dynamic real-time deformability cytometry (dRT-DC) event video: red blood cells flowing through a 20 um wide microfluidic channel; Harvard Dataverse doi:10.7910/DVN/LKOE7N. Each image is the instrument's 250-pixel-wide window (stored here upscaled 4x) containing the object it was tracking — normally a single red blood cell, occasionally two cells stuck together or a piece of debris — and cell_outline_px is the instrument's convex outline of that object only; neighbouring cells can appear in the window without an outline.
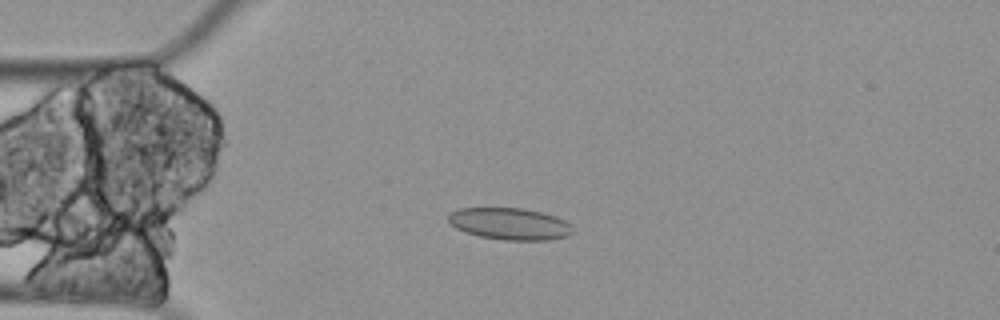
{"species": "Egyptian fruit bat (a non-hibernating species)", "species_latin": "Rousettus aegyptiacus", "temperature_condition": "cold", "stored_images_in_passage": 14, "camera_frame_rate_fps": 3000, "um_per_image_px": 0.085, "animal": {"sex": "female"}, "frame": {"image": 1, "passage_image": 3, "time_ms": 0.667, "image_size_px": [1000, 320], "cell_outline_px": [[572, 232], [568, 236], [548, 240], [504, 240], [480, 236], [464, 232], [456, 228], [448, 220], [448, 216], [456, 208], [524, 208], [556, 216], [564, 220], [572, 228]], "centroid_in_image_um": [43.31, 19.02], "position_along_channel_um": 41.7, "area_um2": 23.0}}
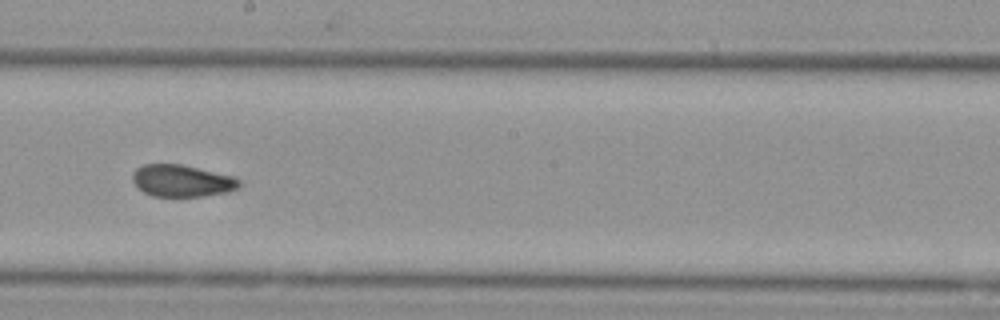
{"frame": {"image": 2, "passage_image": 8, "time_ms": 2.333, "image_size_px": [1000, 320], "cell_outline_px": [[240, 184], [236, 188], [228, 192], [200, 196], [152, 196], [144, 192], [132, 180], [132, 172], [136, 168], [144, 164], [184, 164], [236, 176], [240, 180]], "centroid_in_image_um": [15.48, 15.34], "position_along_channel_um": 232.7, "area_um2": 20.0}}
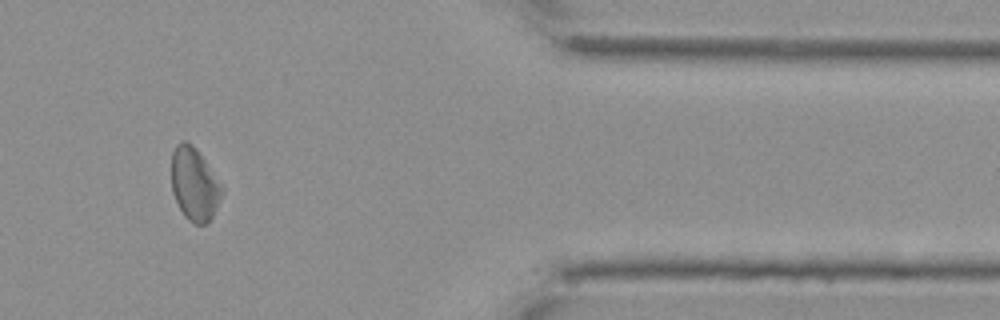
{"frame": {"image": 3, "passage_image": 12, "time_ms": 3.667, "image_size_px": [1000, 320], "cell_outline_px": [[224, 188], [212, 216], [208, 224], [196, 224], [188, 220], [184, 216], [172, 192], [172, 152], [176, 144], [180, 140], [184, 140], [192, 144], [196, 148]], "centroid_in_image_um": [16.51, 15.64], "position_along_channel_um": 394.9, "area_um2": 21.27}}